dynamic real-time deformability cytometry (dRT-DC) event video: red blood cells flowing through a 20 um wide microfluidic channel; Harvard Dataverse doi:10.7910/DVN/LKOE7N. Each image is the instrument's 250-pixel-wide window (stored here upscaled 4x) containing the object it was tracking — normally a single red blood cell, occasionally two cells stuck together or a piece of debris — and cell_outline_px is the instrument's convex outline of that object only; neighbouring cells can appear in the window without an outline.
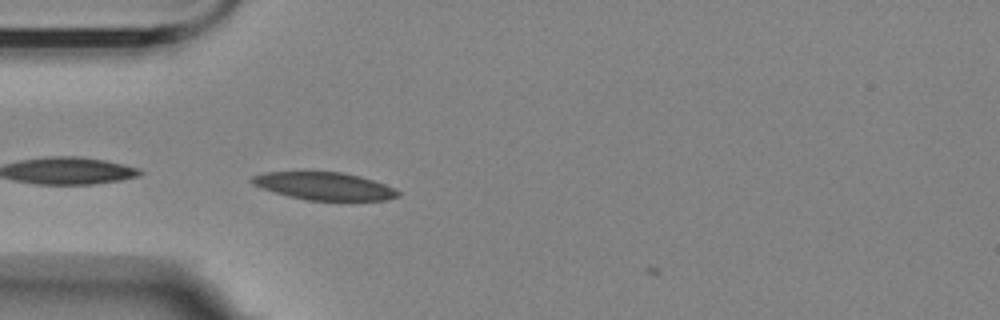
{"species": "Egyptian fruit bat (a non-hibernating species)", "species_latin": "Rousettus aegyptiacus", "temperature_condition": "room temperature", "stored_images_in_passage": 5, "camera_frame_rate_fps": 3000, "um_per_image_px": 0.085, "animal": {"sex": "female"}, "frame": {"image": 1, "passage_image": 5, "time_ms": 5.333, "image_size_px": [1000, 320], "cell_outline_px": [[400, 196], [388, 200], [308, 200], [288, 196], [252, 184], [248, 180], [252, 176], [264, 172], [344, 172], [360, 176], [384, 184], [400, 192]], "centroid_in_image_um": [27.56, 15.81], "position_along_channel_um": 57.4, "area_um2": 23.35}}